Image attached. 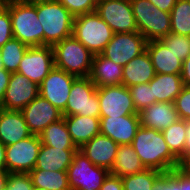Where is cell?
I'll return each instance as SVG.
<instances>
[{
	"label": "cell",
	"instance_id": "ba28073f",
	"mask_svg": "<svg viewBox=\"0 0 190 190\" xmlns=\"http://www.w3.org/2000/svg\"><path fill=\"white\" fill-rule=\"evenodd\" d=\"M68 185L71 190H100L110 171L94 165L77 150L67 169Z\"/></svg>",
	"mask_w": 190,
	"mask_h": 190
},
{
	"label": "cell",
	"instance_id": "60d3db41",
	"mask_svg": "<svg viewBox=\"0 0 190 190\" xmlns=\"http://www.w3.org/2000/svg\"><path fill=\"white\" fill-rule=\"evenodd\" d=\"M100 190H123L122 179L109 173L100 187Z\"/></svg>",
	"mask_w": 190,
	"mask_h": 190
},
{
	"label": "cell",
	"instance_id": "ab89813d",
	"mask_svg": "<svg viewBox=\"0 0 190 190\" xmlns=\"http://www.w3.org/2000/svg\"><path fill=\"white\" fill-rule=\"evenodd\" d=\"M13 38L12 22L7 7L0 3V48Z\"/></svg>",
	"mask_w": 190,
	"mask_h": 190
},
{
	"label": "cell",
	"instance_id": "ffe728a7",
	"mask_svg": "<svg viewBox=\"0 0 190 190\" xmlns=\"http://www.w3.org/2000/svg\"><path fill=\"white\" fill-rule=\"evenodd\" d=\"M138 114L141 126L158 131H163L180 119L171 102H156Z\"/></svg>",
	"mask_w": 190,
	"mask_h": 190
},
{
	"label": "cell",
	"instance_id": "4316f807",
	"mask_svg": "<svg viewBox=\"0 0 190 190\" xmlns=\"http://www.w3.org/2000/svg\"><path fill=\"white\" fill-rule=\"evenodd\" d=\"M146 169L131 144L119 145L110 173L120 178Z\"/></svg>",
	"mask_w": 190,
	"mask_h": 190
},
{
	"label": "cell",
	"instance_id": "f546056e",
	"mask_svg": "<svg viewBox=\"0 0 190 190\" xmlns=\"http://www.w3.org/2000/svg\"><path fill=\"white\" fill-rule=\"evenodd\" d=\"M151 190H190V173L180 167L163 172L155 180Z\"/></svg>",
	"mask_w": 190,
	"mask_h": 190
},
{
	"label": "cell",
	"instance_id": "603a6c76",
	"mask_svg": "<svg viewBox=\"0 0 190 190\" xmlns=\"http://www.w3.org/2000/svg\"><path fill=\"white\" fill-rule=\"evenodd\" d=\"M78 148H55L41 144L34 169L67 171Z\"/></svg>",
	"mask_w": 190,
	"mask_h": 190
},
{
	"label": "cell",
	"instance_id": "4dcf8cb0",
	"mask_svg": "<svg viewBox=\"0 0 190 190\" xmlns=\"http://www.w3.org/2000/svg\"><path fill=\"white\" fill-rule=\"evenodd\" d=\"M162 133L169 149L179 159L181 164L184 161L186 120L179 119L177 122L164 129Z\"/></svg>",
	"mask_w": 190,
	"mask_h": 190
},
{
	"label": "cell",
	"instance_id": "f6af8a7d",
	"mask_svg": "<svg viewBox=\"0 0 190 190\" xmlns=\"http://www.w3.org/2000/svg\"><path fill=\"white\" fill-rule=\"evenodd\" d=\"M190 155V121H186V141L184 147V160Z\"/></svg>",
	"mask_w": 190,
	"mask_h": 190
},
{
	"label": "cell",
	"instance_id": "484cf974",
	"mask_svg": "<svg viewBox=\"0 0 190 190\" xmlns=\"http://www.w3.org/2000/svg\"><path fill=\"white\" fill-rule=\"evenodd\" d=\"M149 84L156 102L174 103L175 98L184 87L181 74L156 73Z\"/></svg>",
	"mask_w": 190,
	"mask_h": 190
},
{
	"label": "cell",
	"instance_id": "d6986e66",
	"mask_svg": "<svg viewBox=\"0 0 190 190\" xmlns=\"http://www.w3.org/2000/svg\"><path fill=\"white\" fill-rule=\"evenodd\" d=\"M32 133L21 111L0 108V142L5 146L15 144Z\"/></svg>",
	"mask_w": 190,
	"mask_h": 190
},
{
	"label": "cell",
	"instance_id": "f1b7e54d",
	"mask_svg": "<svg viewBox=\"0 0 190 190\" xmlns=\"http://www.w3.org/2000/svg\"><path fill=\"white\" fill-rule=\"evenodd\" d=\"M41 144L55 148H77L72 142L64 118L48 125L39 134Z\"/></svg>",
	"mask_w": 190,
	"mask_h": 190
},
{
	"label": "cell",
	"instance_id": "30bf717a",
	"mask_svg": "<svg viewBox=\"0 0 190 190\" xmlns=\"http://www.w3.org/2000/svg\"><path fill=\"white\" fill-rule=\"evenodd\" d=\"M146 45V38L138 31L114 33L101 55L124 67L133 58L143 53Z\"/></svg>",
	"mask_w": 190,
	"mask_h": 190
},
{
	"label": "cell",
	"instance_id": "681fc988",
	"mask_svg": "<svg viewBox=\"0 0 190 190\" xmlns=\"http://www.w3.org/2000/svg\"><path fill=\"white\" fill-rule=\"evenodd\" d=\"M26 3H37V2H45V1H51V0H20Z\"/></svg>",
	"mask_w": 190,
	"mask_h": 190
},
{
	"label": "cell",
	"instance_id": "74e56055",
	"mask_svg": "<svg viewBox=\"0 0 190 190\" xmlns=\"http://www.w3.org/2000/svg\"><path fill=\"white\" fill-rule=\"evenodd\" d=\"M179 118L190 121V86H184L174 100Z\"/></svg>",
	"mask_w": 190,
	"mask_h": 190
},
{
	"label": "cell",
	"instance_id": "5b68a950",
	"mask_svg": "<svg viewBox=\"0 0 190 190\" xmlns=\"http://www.w3.org/2000/svg\"><path fill=\"white\" fill-rule=\"evenodd\" d=\"M114 32L94 11L74 18L72 35L93 55L101 54L112 39Z\"/></svg>",
	"mask_w": 190,
	"mask_h": 190
},
{
	"label": "cell",
	"instance_id": "bcb514c9",
	"mask_svg": "<svg viewBox=\"0 0 190 190\" xmlns=\"http://www.w3.org/2000/svg\"><path fill=\"white\" fill-rule=\"evenodd\" d=\"M5 152L6 146L0 142V172H7Z\"/></svg>",
	"mask_w": 190,
	"mask_h": 190
},
{
	"label": "cell",
	"instance_id": "1f68e13d",
	"mask_svg": "<svg viewBox=\"0 0 190 190\" xmlns=\"http://www.w3.org/2000/svg\"><path fill=\"white\" fill-rule=\"evenodd\" d=\"M28 46L19 39L12 38L0 48L3 68L10 73L17 72Z\"/></svg>",
	"mask_w": 190,
	"mask_h": 190
},
{
	"label": "cell",
	"instance_id": "816d5d0a",
	"mask_svg": "<svg viewBox=\"0 0 190 190\" xmlns=\"http://www.w3.org/2000/svg\"><path fill=\"white\" fill-rule=\"evenodd\" d=\"M33 190H47V189L34 187Z\"/></svg>",
	"mask_w": 190,
	"mask_h": 190
},
{
	"label": "cell",
	"instance_id": "7dc6e473",
	"mask_svg": "<svg viewBox=\"0 0 190 190\" xmlns=\"http://www.w3.org/2000/svg\"><path fill=\"white\" fill-rule=\"evenodd\" d=\"M8 178V172H0V190H3Z\"/></svg>",
	"mask_w": 190,
	"mask_h": 190
},
{
	"label": "cell",
	"instance_id": "277c9868",
	"mask_svg": "<svg viewBox=\"0 0 190 190\" xmlns=\"http://www.w3.org/2000/svg\"><path fill=\"white\" fill-rule=\"evenodd\" d=\"M54 67L77 77H88L93 54L73 35L52 46Z\"/></svg>",
	"mask_w": 190,
	"mask_h": 190
},
{
	"label": "cell",
	"instance_id": "f5cc1de1",
	"mask_svg": "<svg viewBox=\"0 0 190 190\" xmlns=\"http://www.w3.org/2000/svg\"><path fill=\"white\" fill-rule=\"evenodd\" d=\"M8 0H0V3H4L7 2Z\"/></svg>",
	"mask_w": 190,
	"mask_h": 190
},
{
	"label": "cell",
	"instance_id": "5bb4252c",
	"mask_svg": "<svg viewBox=\"0 0 190 190\" xmlns=\"http://www.w3.org/2000/svg\"><path fill=\"white\" fill-rule=\"evenodd\" d=\"M77 76L53 67L39 85V95L63 112L67 105L73 81Z\"/></svg>",
	"mask_w": 190,
	"mask_h": 190
},
{
	"label": "cell",
	"instance_id": "7a4b0ae2",
	"mask_svg": "<svg viewBox=\"0 0 190 190\" xmlns=\"http://www.w3.org/2000/svg\"><path fill=\"white\" fill-rule=\"evenodd\" d=\"M9 10L13 38L28 47L44 46V30L37 16V3L8 0L3 3Z\"/></svg>",
	"mask_w": 190,
	"mask_h": 190
},
{
	"label": "cell",
	"instance_id": "e0dca14e",
	"mask_svg": "<svg viewBox=\"0 0 190 190\" xmlns=\"http://www.w3.org/2000/svg\"><path fill=\"white\" fill-rule=\"evenodd\" d=\"M140 126L139 115L100 117V134L119 145L131 144Z\"/></svg>",
	"mask_w": 190,
	"mask_h": 190
},
{
	"label": "cell",
	"instance_id": "7402d4cb",
	"mask_svg": "<svg viewBox=\"0 0 190 190\" xmlns=\"http://www.w3.org/2000/svg\"><path fill=\"white\" fill-rule=\"evenodd\" d=\"M156 75L150 56L145 50L129 61L122 70V85L131 87L149 83Z\"/></svg>",
	"mask_w": 190,
	"mask_h": 190
},
{
	"label": "cell",
	"instance_id": "d590c367",
	"mask_svg": "<svg viewBox=\"0 0 190 190\" xmlns=\"http://www.w3.org/2000/svg\"><path fill=\"white\" fill-rule=\"evenodd\" d=\"M129 90L137 113L156 103L149 83L131 86Z\"/></svg>",
	"mask_w": 190,
	"mask_h": 190
},
{
	"label": "cell",
	"instance_id": "8992f818",
	"mask_svg": "<svg viewBox=\"0 0 190 190\" xmlns=\"http://www.w3.org/2000/svg\"><path fill=\"white\" fill-rule=\"evenodd\" d=\"M138 32L146 41L161 40L171 32L169 12L161 11L149 0H130Z\"/></svg>",
	"mask_w": 190,
	"mask_h": 190
},
{
	"label": "cell",
	"instance_id": "8fae6325",
	"mask_svg": "<svg viewBox=\"0 0 190 190\" xmlns=\"http://www.w3.org/2000/svg\"><path fill=\"white\" fill-rule=\"evenodd\" d=\"M96 12L114 33L138 31L130 0H98Z\"/></svg>",
	"mask_w": 190,
	"mask_h": 190
},
{
	"label": "cell",
	"instance_id": "8d00e7d4",
	"mask_svg": "<svg viewBox=\"0 0 190 190\" xmlns=\"http://www.w3.org/2000/svg\"><path fill=\"white\" fill-rule=\"evenodd\" d=\"M74 16L96 11L98 0H58Z\"/></svg>",
	"mask_w": 190,
	"mask_h": 190
},
{
	"label": "cell",
	"instance_id": "44dd1931",
	"mask_svg": "<svg viewBox=\"0 0 190 190\" xmlns=\"http://www.w3.org/2000/svg\"><path fill=\"white\" fill-rule=\"evenodd\" d=\"M146 50L156 73L181 74L183 62L161 40L147 42Z\"/></svg>",
	"mask_w": 190,
	"mask_h": 190
},
{
	"label": "cell",
	"instance_id": "cb8c5ba5",
	"mask_svg": "<svg viewBox=\"0 0 190 190\" xmlns=\"http://www.w3.org/2000/svg\"><path fill=\"white\" fill-rule=\"evenodd\" d=\"M63 118L72 142L78 149L100 134V117L72 115Z\"/></svg>",
	"mask_w": 190,
	"mask_h": 190
},
{
	"label": "cell",
	"instance_id": "7bdbcfd3",
	"mask_svg": "<svg viewBox=\"0 0 190 190\" xmlns=\"http://www.w3.org/2000/svg\"><path fill=\"white\" fill-rule=\"evenodd\" d=\"M154 6L158 7L161 11L171 12L177 0H149Z\"/></svg>",
	"mask_w": 190,
	"mask_h": 190
},
{
	"label": "cell",
	"instance_id": "7c38bea8",
	"mask_svg": "<svg viewBox=\"0 0 190 190\" xmlns=\"http://www.w3.org/2000/svg\"><path fill=\"white\" fill-rule=\"evenodd\" d=\"M41 146L39 135L31 136L6 146V165L8 173H29L35 167Z\"/></svg>",
	"mask_w": 190,
	"mask_h": 190
},
{
	"label": "cell",
	"instance_id": "d6a6232c",
	"mask_svg": "<svg viewBox=\"0 0 190 190\" xmlns=\"http://www.w3.org/2000/svg\"><path fill=\"white\" fill-rule=\"evenodd\" d=\"M170 17L172 33L190 36V0H177Z\"/></svg>",
	"mask_w": 190,
	"mask_h": 190
},
{
	"label": "cell",
	"instance_id": "d4e9b609",
	"mask_svg": "<svg viewBox=\"0 0 190 190\" xmlns=\"http://www.w3.org/2000/svg\"><path fill=\"white\" fill-rule=\"evenodd\" d=\"M123 67L101 54L93 55L89 78L97 87L120 85Z\"/></svg>",
	"mask_w": 190,
	"mask_h": 190
},
{
	"label": "cell",
	"instance_id": "6da1fadb",
	"mask_svg": "<svg viewBox=\"0 0 190 190\" xmlns=\"http://www.w3.org/2000/svg\"><path fill=\"white\" fill-rule=\"evenodd\" d=\"M131 146L146 168L170 172L180 167V161L169 149L162 131L140 126Z\"/></svg>",
	"mask_w": 190,
	"mask_h": 190
},
{
	"label": "cell",
	"instance_id": "e575fe53",
	"mask_svg": "<svg viewBox=\"0 0 190 190\" xmlns=\"http://www.w3.org/2000/svg\"><path fill=\"white\" fill-rule=\"evenodd\" d=\"M161 41L170 49L182 62L190 55V36L178 35L170 32Z\"/></svg>",
	"mask_w": 190,
	"mask_h": 190
},
{
	"label": "cell",
	"instance_id": "2e32d148",
	"mask_svg": "<svg viewBox=\"0 0 190 190\" xmlns=\"http://www.w3.org/2000/svg\"><path fill=\"white\" fill-rule=\"evenodd\" d=\"M21 113L30 132L35 135L63 118L62 112L40 95L25 106Z\"/></svg>",
	"mask_w": 190,
	"mask_h": 190
},
{
	"label": "cell",
	"instance_id": "83f0119b",
	"mask_svg": "<svg viewBox=\"0 0 190 190\" xmlns=\"http://www.w3.org/2000/svg\"><path fill=\"white\" fill-rule=\"evenodd\" d=\"M28 174L31 177L34 187L44 188L47 190H71L68 185L66 171L33 169Z\"/></svg>",
	"mask_w": 190,
	"mask_h": 190
},
{
	"label": "cell",
	"instance_id": "9c48e42d",
	"mask_svg": "<svg viewBox=\"0 0 190 190\" xmlns=\"http://www.w3.org/2000/svg\"><path fill=\"white\" fill-rule=\"evenodd\" d=\"M100 117L139 115L128 87L120 85L97 87Z\"/></svg>",
	"mask_w": 190,
	"mask_h": 190
},
{
	"label": "cell",
	"instance_id": "f35d334b",
	"mask_svg": "<svg viewBox=\"0 0 190 190\" xmlns=\"http://www.w3.org/2000/svg\"><path fill=\"white\" fill-rule=\"evenodd\" d=\"M5 187L8 190H33L34 188L28 173H8Z\"/></svg>",
	"mask_w": 190,
	"mask_h": 190
},
{
	"label": "cell",
	"instance_id": "52a82bcc",
	"mask_svg": "<svg viewBox=\"0 0 190 190\" xmlns=\"http://www.w3.org/2000/svg\"><path fill=\"white\" fill-rule=\"evenodd\" d=\"M100 117L97 86L89 77H77L73 83L62 116Z\"/></svg>",
	"mask_w": 190,
	"mask_h": 190
},
{
	"label": "cell",
	"instance_id": "ac0fdd59",
	"mask_svg": "<svg viewBox=\"0 0 190 190\" xmlns=\"http://www.w3.org/2000/svg\"><path fill=\"white\" fill-rule=\"evenodd\" d=\"M119 144L104 135H96L83 144L78 150L82 152L94 165L111 170Z\"/></svg>",
	"mask_w": 190,
	"mask_h": 190
},
{
	"label": "cell",
	"instance_id": "f907efd6",
	"mask_svg": "<svg viewBox=\"0 0 190 190\" xmlns=\"http://www.w3.org/2000/svg\"><path fill=\"white\" fill-rule=\"evenodd\" d=\"M0 69H4V68H3V63H2V61H1V54H0Z\"/></svg>",
	"mask_w": 190,
	"mask_h": 190
},
{
	"label": "cell",
	"instance_id": "b9f144b4",
	"mask_svg": "<svg viewBox=\"0 0 190 190\" xmlns=\"http://www.w3.org/2000/svg\"><path fill=\"white\" fill-rule=\"evenodd\" d=\"M11 73L5 69H0V103L5 95Z\"/></svg>",
	"mask_w": 190,
	"mask_h": 190
},
{
	"label": "cell",
	"instance_id": "c3c4849f",
	"mask_svg": "<svg viewBox=\"0 0 190 190\" xmlns=\"http://www.w3.org/2000/svg\"><path fill=\"white\" fill-rule=\"evenodd\" d=\"M180 168L185 172L190 173V155L180 164Z\"/></svg>",
	"mask_w": 190,
	"mask_h": 190
},
{
	"label": "cell",
	"instance_id": "836d02e7",
	"mask_svg": "<svg viewBox=\"0 0 190 190\" xmlns=\"http://www.w3.org/2000/svg\"><path fill=\"white\" fill-rule=\"evenodd\" d=\"M162 173L156 169L146 168L139 173L122 177L123 190H151L153 183Z\"/></svg>",
	"mask_w": 190,
	"mask_h": 190
},
{
	"label": "cell",
	"instance_id": "3957f363",
	"mask_svg": "<svg viewBox=\"0 0 190 190\" xmlns=\"http://www.w3.org/2000/svg\"><path fill=\"white\" fill-rule=\"evenodd\" d=\"M37 16L44 30V46L72 35L75 17L58 0L37 2Z\"/></svg>",
	"mask_w": 190,
	"mask_h": 190
},
{
	"label": "cell",
	"instance_id": "4fadbf2b",
	"mask_svg": "<svg viewBox=\"0 0 190 190\" xmlns=\"http://www.w3.org/2000/svg\"><path fill=\"white\" fill-rule=\"evenodd\" d=\"M54 67L52 46L28 47L17 72L38 86Z\"/></svg>",
	"mask_w": 190,
	"mask_h": 190
},
{
	"label": "cell",
	"instance_id": "9a60e30c",
	"mask_svg": "<svg viewBox=\"0 0 190 190\" xmlns=\"http://www.w3.org/2000/svg\"><path fill=\"white\" fill-rule=\"evenodd\" d=\"M39 95V86L26 76L11 73L5 95L0 103V108L5 110L21 111Z\"/></svg>",
	"mask_w": 190,
	"mask_h": 190
},
{
	"label": "cell",
	"instance_id": "ee69618b",
	"mask_svg": "<svg viewBox=\"0 0 190 190\" xmlns=\"http://www.w3.org/2000/svg\"><path fill=\"white\" fill-rule=\"evenodd\" d=\"M181 79L184 86H190V55L183 61Z\"/></svg>",
	"mask_w": 190,
	"mask_h": 190
}]
</instances>
